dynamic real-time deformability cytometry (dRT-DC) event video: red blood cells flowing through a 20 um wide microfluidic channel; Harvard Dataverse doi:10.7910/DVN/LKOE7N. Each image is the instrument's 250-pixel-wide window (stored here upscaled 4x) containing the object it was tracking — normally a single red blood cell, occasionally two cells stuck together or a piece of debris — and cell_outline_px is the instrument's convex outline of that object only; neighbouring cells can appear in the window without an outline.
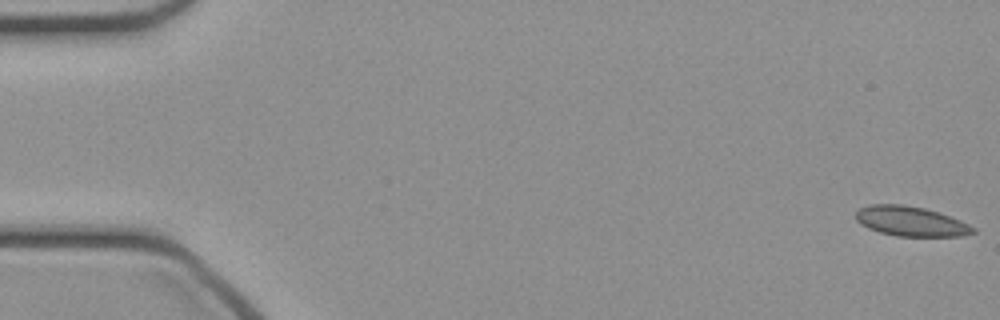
{"species": "common noctule bat (a hibernating species)", "species_latin": "Nyctalus noctula", "temperature_condition": "cold", "stored_images_in_passage": 9, "camera_frame_rate_fps": 3000, "um_per_image_px": 0.085, "animal": {"sex": "female", "body_mass_g": 21.9}, "frame": {"image": 1, "passage_image": 1, "time_ms": 0.0, "image_size_px": [1000, 320], "cell_outline_px": [[976, 232], [960, 236], [896, 236], [880, 232], [868, 228], [860, 224], [856, 220], [856, 212], [860, 208], [868, 204], [904, 204], [924, 208], [960, 220], [976, 228]], "centroid_in_image_um": [77.39, 18.81], "position_along_channel_um": 7.6, "area_um2": 20.29}}